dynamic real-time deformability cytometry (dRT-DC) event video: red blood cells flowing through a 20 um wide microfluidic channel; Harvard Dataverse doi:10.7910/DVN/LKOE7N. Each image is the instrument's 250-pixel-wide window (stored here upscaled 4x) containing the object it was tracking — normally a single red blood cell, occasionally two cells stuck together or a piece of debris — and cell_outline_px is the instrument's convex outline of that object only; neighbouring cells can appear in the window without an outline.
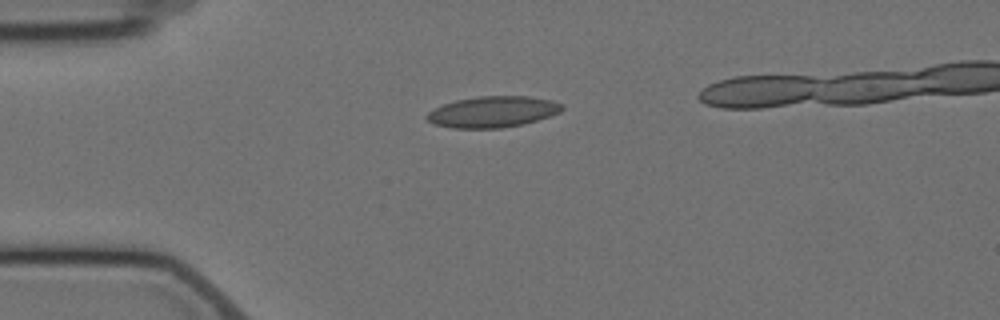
{"species": "Egyptian fruit bat (a non-hibernating species)", "species_latin": "Rousettus aegyptiacus", "temperature_condition": "cold", "stored_images_in_passage": 4, "camera_frame_rate_fps": 3000, "um_per_image_px": 0.085, "animal": {"sex": "female"}, "frame": {"image": 1, "passage_image": 1, "time_ms": 0.0, "image_size_px": [1000, 320], "cell_outline_px": [[564, 108], [560, 112], [524, 124], [500, 128], [452, 128], [432, 124], [424, 116], [428, 112], [444, 104], [456, 100], [480, 96], [528, 96], [552, 100], [564, 104]], "centroid_in_image_um": [41.88, 9.5], "position_along_channel_um": 43.1, "area_um2": 24.51}}
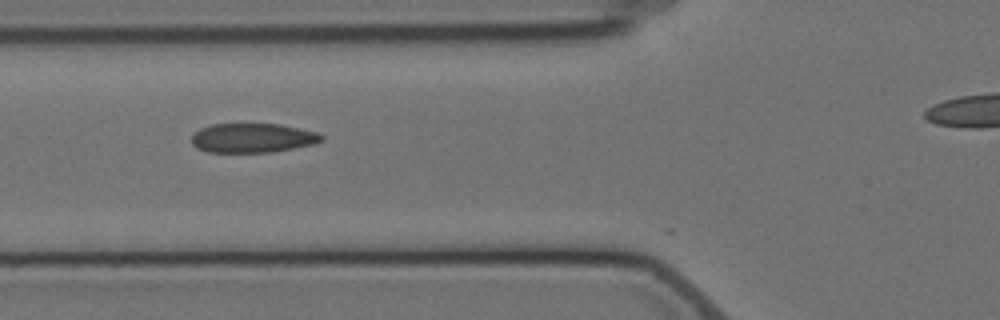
{"frame": {"image": 2, "passage_image": 3, "time_ms": 2.333, "image_size_px": [1000, 320], "cell_outline_px": [[324, 140], [312, 144], [272, 152], [208, 152], [196, 148], [192, 144], [192, 136], [200, 128], [212, 124], [280, 124], [320, 132], [324, 136]], "centroid_in_image_um": [21.49, 11.72], "position_along_channel_um": 104.3, "area_um2": 22.25}}
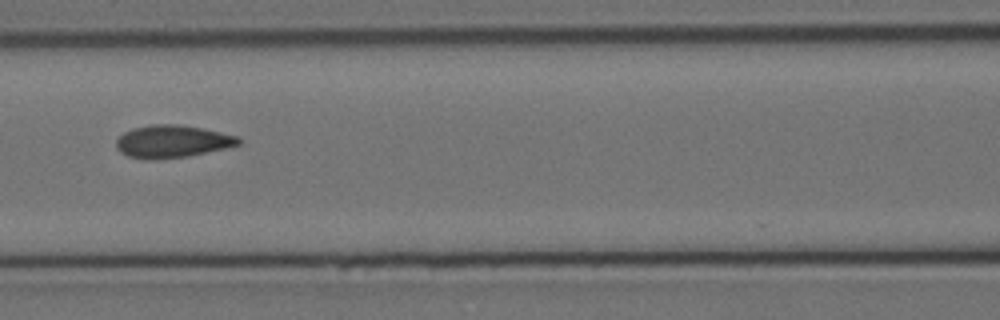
{"frame": {"image": 3, "passage_image": 4, "time_ms": 3.667, "image_size_px": [1000, 320], "cell_outline_px": [[240, 144], [224, 148], [184, 156], [152, 160], [128, 156], [120, 152], [116, 148], [116, 140], [124, 132], [132, 128], [152, 124], [176, 124], [200, 128], [220, 132], [236, 136], [240, 140]], "centroid_in_image_um": [14.57, 12.01], "position_along_channel_um": 152.0, "area_um2": 22.77}}